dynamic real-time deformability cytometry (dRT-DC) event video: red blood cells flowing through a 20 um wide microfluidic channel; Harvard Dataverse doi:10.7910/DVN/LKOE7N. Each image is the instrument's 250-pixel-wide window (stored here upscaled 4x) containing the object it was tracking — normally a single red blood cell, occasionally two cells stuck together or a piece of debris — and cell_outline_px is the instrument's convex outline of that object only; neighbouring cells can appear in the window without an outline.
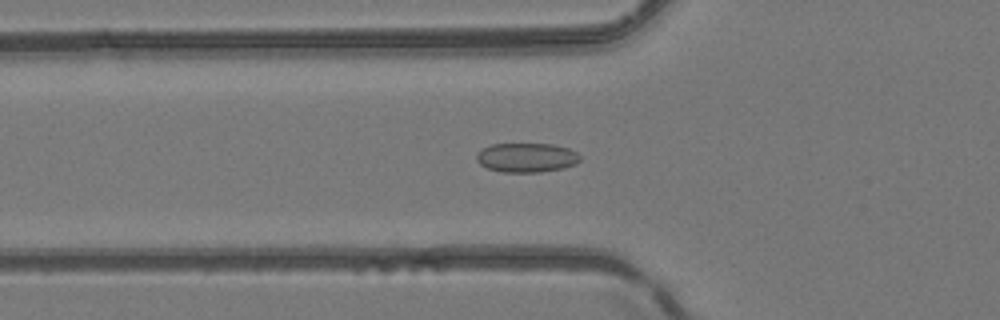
{"species": "common noctule bat (a hibernating species)", "species_latin": "Nyctalus noctula", "temperature_condition": "room temperature", "stored_images_in_passage": 51, "camera_frame_rate_fps": 3000, "um_per_image_px": 0.085, "animal": {"sex": "female", "body_mass_g": 24.6, "forearm_length_mm": 56.2}, "frame": {"image": 1, "passage_image": 19, "time_ms": 6.0, "image_size_px": [1000, 320], "cell_outline_px": [[580, 160], [576, 164], [564, 168], [540, 172], [500, 172], [488, 168], [480, 164], [476, 160], [476, 156], [484, 148], [492, 144], [552, 144], [568, 148], [576, 152], [580, 156]], "centroid_in_image_um": [44.78, 13.4], "position_along_channel_um": 81.0, "area_um2": 17.63}}
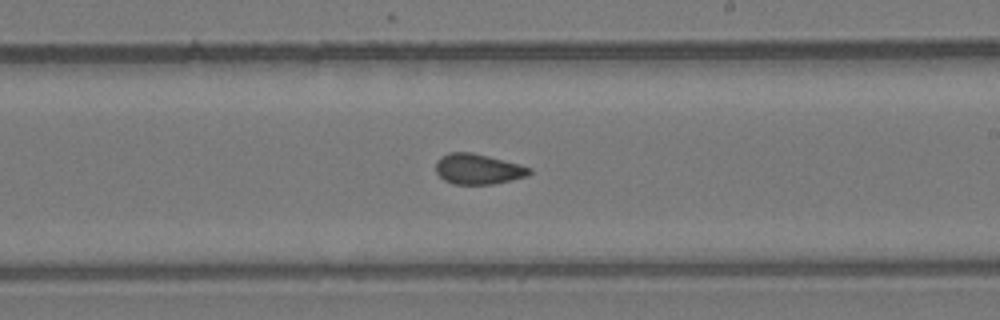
{"frame": {"image": 2, "passage_image": 31, "time_ms": 10.0, "image_size_px": [1000, 320], "cell_outline_px": [[532, 172], [528, 176], [512, 180], [492, 184], [456, 184], [444, 180], [436, 172], [436, 160], [440, 156], [448, 152], [472, 152], [520, 164], [532, 168]], "centroid_in_image_um": [40.64, 14.36], "position_along_channel_um": 248.4, "area_um2": 16.7}}
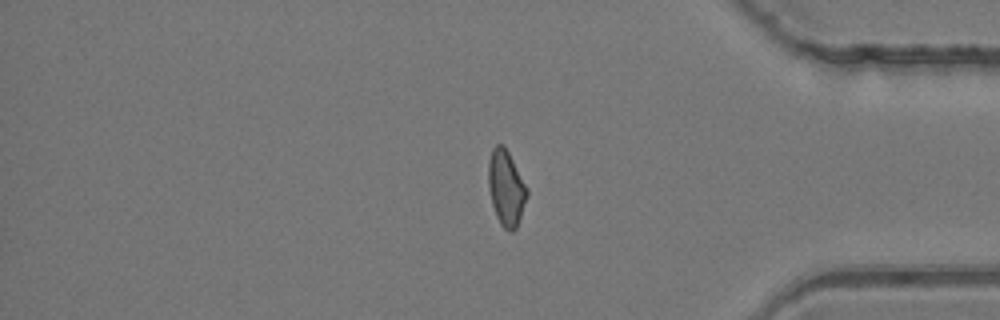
{"frame": {"image": 3, "passage_image": 43, "time_ms": 14.0, "image_size_px": [1000, 320], "cell_outline_px": [[528, 196], [516, 228], [512, 232], [504, 228], [500, 224], [496, 216], [492, 204], [488, 188], [488, 160], [492, 148], [496, 144], [504, 144], [528, 188]], "centroid_in_image_um": [43.01, 15.96], "position_along_channel_um": 392.2, "area_um2": 17.17}, "authors_computed_cell_mechanics": {"area_um2": 17.1088, "velocity_mm_per_s": 4.1635, "shape_relaxation_time_tau1_ms": null, "shape_relaxation_time_tau2_ms": 1.1304, "deformation_change_tau1": null, "deformation_change_tau2": 0.067}}